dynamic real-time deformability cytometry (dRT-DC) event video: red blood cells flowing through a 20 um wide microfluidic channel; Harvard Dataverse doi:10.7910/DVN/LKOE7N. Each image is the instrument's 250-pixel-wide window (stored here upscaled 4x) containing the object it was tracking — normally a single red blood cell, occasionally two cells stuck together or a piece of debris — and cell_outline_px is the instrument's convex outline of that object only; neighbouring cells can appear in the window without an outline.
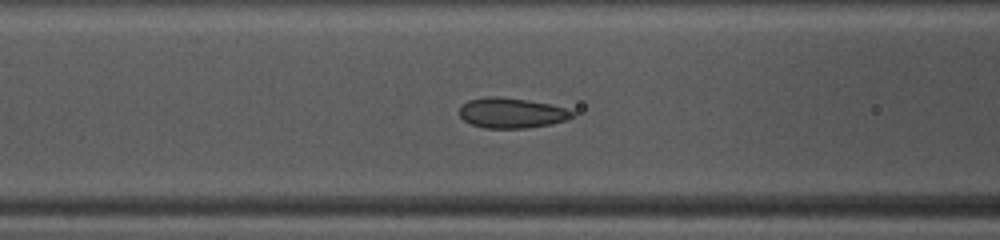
{"species": "common noctule bat (a hibernating species)", "species_latin": "Nyctalus noctula", "temperature_condition": "warm", "stored_images_in_passage": 39, "camera_frame_rate_fps": 3000, "um_per_image_px": 0.085, "animal": {"sex": "female", "body_mass_g": 10.0, "forearm_length_mm": 53.1}, "frame": {"image": 1, "passage_image": 9, "time_ms": 2.667, "image_size_px": [1000, 240], "cell_outline_px": [[576, 112], [568, 120], [552, 124], [524, 128], [484, 128], [472, 124], [464, 120], [460, 116], [460, 108], [468, 100], [484, 96], [496, 96], [528, 100], [548, 104], [564, 108]], "centroid_in_image_um": [43.49, 9.6], "position_along_channel_um": 123.1, "area_um2": 19.83}}
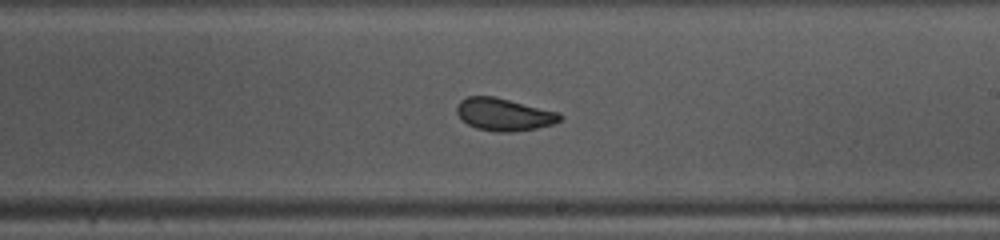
{"frame": {"image": 2, "passage_image": 18, "time_ms": 5.667, "image_size_px": [1000, 240], "cell_outline_px": [[564, 116], [560, 120], [552, 124], [536, 128], [512, 132], [496, 132], [476, 128], [468, 124], [456, 112], [456, 108], [460, 100], [468, 96], [492, 96], [560, 112]], "centroid_in_image_um": [42.85, 9.73], "position_along_channel_um": 246.2, "area_um2": 19.42}}
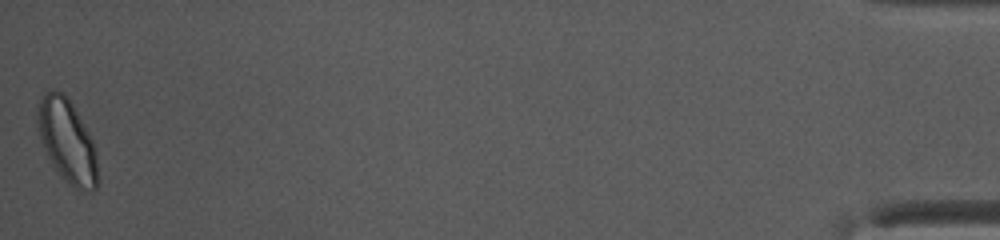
{"frame": {"image": 3, "passage_image": 39, "time_ms": 12.667, "image_size_px": [1000, 240], "cell_outline_px": [[100, 180], [96, 188], [92, 192], [80, 192], [68, 184], [64, 180], [48, 156], [36, 128], [36, 108], [44, 92], [64, 92], [72, 104], [88, 132], [92, 140], [96, 152]], "centroid_in_image_um": [5.73, 12.04], "position_along_channel_um": 429.5, "area_um2": 29.42}, "authors_computed_cell_mechanics": {"area_um2": 19.941, "velocity_mm_per_s": 4.1057, "shape_relaxation_time_tau1_ms": 3.8561, "shape_relaxation_time_tau2_ms": 1.1287, "deformation_change_tau1": 0.1131, "deformation_change_tau2": 0.0635}}